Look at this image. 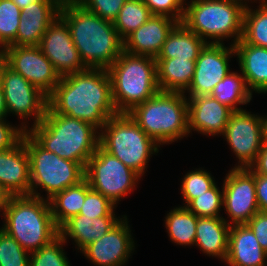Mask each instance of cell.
<instances>
[{"mask_svg": "<svg viewBox=\"0 0 267 266\" xmlns=\"http://www.w3.org/2000/svg\"><path fill=\"white\" fill-rule=\"evenodd\" d=\"M127 114L159 145L189 135L188 98L184 93L159 91Z\"/></svg>", "mask_w": 267, "mask_h": 266, "instance_id": "5b68a950", "label": "cell"}, {"mask_svg": "<svg viewBox=\"0 0 267 266\" xmlns=\"http://www.w3.org/2000/svg\"><path fill=\"white\" fill-rule=\"evenodd\" d=\"M63 0H40L22 9L16 38L8 46H39L46 29L59 16Z\"/></svg>", "mask_w": 267, "mask_h": 266, "instance_id": "ac0fdd59", "label": "cell"}, {"mask_svg": "<svg viewBox=\"0 0 267 266\" xmlns=\"http://www.w3.org/2000/svg\"><path fill=\"white\" fill-rule=\"evenodd\" d=\"M263 143H267V116H261Z\"/></svg>", "mask_w": 267, "mask_h": 266, "instance_id": "7dc6e473", "label": "cell"}, {"mask_svg": "<svg viewBox=\"0 0 267 266\" xmlns=\"http://www.w3.org/2000/svg\"><path fill=\"white\" fill-rule=\"evenodd\" d=\"M84 8L104 20L114 22L127 0H76Z\"/></svg>", "mask_w": 267, "mask_h": 266, "instance_id": "f35d334b", "label": "cell"}, {"mask_svg": "<svg viewBox=\"0 0 267 266\" xmlns=\"http://www.w3.org/2000/svg\"><path fill=\"white\" fill-rule=\"evenodd\" d=\"M100 132L99 145L141 177L160 145L149 137L127 113L110 117Z\"/></svg>", "mask_w": 267, "mask_h": 266, "instance_id": "ba28073f", "label": "cell"}, {"mask_svg": "<svg viewBox=\"0 0 267 266\" xmlns=\"http://www.w3.org/2000/svg\"><path fill=\"white\" fill-rule=\"evenodd\" d=\"M236 57L249 91L267 93V48L246 44L240 39L235 45Z\"/></svg>", "mask_w": 267, "mask_h": 266, "instance_id": "cb8c5ba5", "label": "cell"}, {"mask_svg": "<svg viewBox=\"0 0 267 266\" xmlns=\"http://www.w3.org/2000/svg\"><path fill=\"white\" fill-rule=\"evenodd\" d=\"M10 124L7 120L0 121V151L15 147L22 140L24 133L30 129L24 121L20 127Z\"/></svg>", "mask_w": 267, "mask_h": 266, "instance_id": "60d3db41", "label": "cell"}, {"mask_svg": "<svg viewBox=\"0 0 267 266\" xmlns=\"http://www.w3.org/2000/svg\"><path fill=\"white\" fill-rule=\"evenodd\" d=\"M233 110L210 95L188 97L189 134L222 136Z\"/></svg>", "mask_w": 267, "mask_h": 266, "instance_id": "d6986e66", "label": "cell"}, {"mask_svg": "<svg viewBox=\"0 0 267 266\" xmlns=\"http://www.w3.org/2000/svg\"><path fill=\"white\" fill-rule=\"evenodd\" d=\"M255 186L259 211L267 212V175L255 173Z\"/></svg>", "mask_w": 267, "mask_h": 266, "instance_id": "7bdbcfd3", "label": "cell"}, {"mask_svg": "<svg viewBox=\"0 0 267 266\" xmlns=\"http://www.w3.org/2000/svg\"><path fill=\"white\" fill-rule=\"evenodd\" d=\"M252 95L246 86L242 73L230 72L212 90L210 96L227 105L233 111L244 110L238 105L250 103Z\"/></svg>", "mask_w": 267, "mask_h": 266, "instance_id": "f546056e", "label": "cell"}, {"mask_svg": "<svg viewBox=\"0 0 267 266\" xmlns=\"http://www.w3.org/2000/svg\"><path fill=\"white\" fill-rule=\"evenodd\" d=\"M107 70L113 104L118 113L130 112L160 91L155 57L123 51Z\"/></svg>", "mask_w": 267, "mask_h": 266, "instance_id": "52a82bcc", "label": "cell"}, {"mask_svg": "<svg viewBox=\"0 0 267 266\" xmlns=\"http://www.w3.org/2000/svg\"><path fill=\"white\" fill-rule=\"evenodd\" d=\"M178 23L165 15H152L148 21L124 39V51L156 58L167 36Z\"/></svg>", "mask_w": 267, "mask_h": 266, "instance_id": "44dd1931", "label": "cell"}, {"mask_svg": "<svg viewBox=\"0 0 267 266\" xmlns=\"http://www.w3.org/2000/svg\"><path fill=\"white\" fill-rule=\"evenodd\" d=\"M6 65H7L6 56L3 50H0V87H1L3 69Z\"/></svg>", "mask_w": 267, "mask_h": 266, "instance_id": "c3c4849f", "label": "cell"}, {"mask_svg": "<svg viewBox=\"0 0 267 266\" xmlns=\"http://www.w3.org/2000/svg\"><path fill=\"white\" fill-rule=\"evenodd\" d=\"M25 146L29 156L30 195L43 198L37 190L39 187V190L46 191V200H49L84 179L85 169L78 162L47 151L27 131Z\"/></svg>", "mask_w": 267, "mask_h": 266, "instance_id": "9c48e42d", "label": "cell"}, {"mask_svg": "<svg viewBox=\"0 0 267 266\" xmlns=\"http://www.w3.org/2000/svg\"><path fill=\"white\" fill-rule=\"evenodd\" d=\"M197 217H222L223 191L215 184L211 189L191 200L186 206Z\"/></svg>", "mask_w": 267, "mask_h": 266, "instance_id": "d590c367", "label": "cell"}, {"mask_svg": "<svg viewBox=\"0 0 267 266\" xmlns=\"http://www.w3.org/2000/svg\"><path fill=\"white\" fill-rule=\"evenodd\" d=\"M251 113L245 109L233 111L222 134L239 159L238 165L234 168H249L255 162L264 144L261 115Z\"/></svg>", "mask_w": 267, "mask_h": 266, "instance_id": "4fadbf2b", "label": "cell"}, {"mask_svg": "<svg viewBox=\"0 0 267 266\" xmlns=\"http://www.w3.org/2000/svg\"><path fill=\"white\" fill-rule=\"evenodd\" d=\"M3 52L7 65L47 97L60 82V75L39 46H7Z\"/></svg>", "mask_w": 267, "mask_h": 266, "instance_id": "5bb4252c", "label": "cell"}, {"mask_svg": "<svg viewBox=\"0 0 267 266\" xmlns=\"http://www.w3.org/2000/svg\"><path fill=\"white\" fill-rule=\"evenodd\" d=\"M242 1H251V3H252V2L254 3V2H256L257 0H253V1H252V0H242Z\"/></svg>", "mask_w": 267, "mask_h": 266, "instance_id": "f907efd6", "label": "cell"}, {"mask_svg": "<svg viewBox=\"0 0 267 266\" xmlns=\"http://www.w3.org/2000/svg\"><path fill=\"white\" fill-rule=\"evenodd\" d=\"M223 217H198L196 226V245L208 256L226 261L230 224Z\"/></svg>", "mask_w": 267, "mask_h": 266, "instance_id": "d4e9b609", "label": "cell"}, {"mask_svg": "<svg viewBox=\"0 0 267 266\" xmlns=\"http://www.w3.org/2000/svg\"><path fill=\"white\" fill-rule=\"evenodd\" d=\"M197 220L198 217L184 206L171 209L164 220L170 240L181 246L194 245Z\"/></svg>", "mask_w": 267, "mask_h": 266, "instance_id": "f1b7e54d", "label": "cell"}, {"mask_svg": "<svg viewBox=\"0 0 267 266\" xmlns=\"http://www.w3.org/2000/svg\"><path fill=\"white\" fill-rule=\"evenodd\" d=\"M181 183V194L186 203L184 207L216 184L215 178L209 171H205L204 167L187 172Z\"/></svg>", "mask_w": 267, "mask_h": 266, "instance_id": "e575fe53", "label": "cell"}, {"mask_svg": "<svg viewBox=\"0 0 267 266\" xmlns=\"http://www.w3.org/2000/svg\"><path fill=\"white\" fill-rule=\"evenodd\" d=\"M39 47L60 77L87 69L72 41L68 24L60 16L46 29Z\"/></svg>", "mask_w": 267, "mask_h": 266, "instance_id": "2e32d148", "label": "cell"}, {"mask_svg": "<svg viewBox=\"0 0 267 266\" xmlns=\"http://www.w3.org/2000/svg\"><path fill=\"white\" fill-rule=\"evenodd\" d=\"M144 0H127L113 22L119 36L124 40L152 17Z\"/></svg>", "mask_w": 267, "mask_h": 266, "instance_id": "1f68e13d", "label": "cell"}, {"mask_svg": "<svg viewBox=\"0 0 267 266\" xmlns=\"http://www.w3.org/2000/svg\"><path fill=\"white\" fill-rule=\"evenodd\" d=\"M91 189L84 178L78 184L64 189L49 199L54 223L60 228L71 217L78 215L83 206L86 193Z\"/></svg>", "mask_w": 267, "mask_h": 266, "instance_id": "83f0119b", "label": "cell"}, {"mask_svg": "<svg viewBox=\"0 0 267 266\" xmlns=\"http://www.w3.org/2000/svg\"><path fill=\"white\" fill-rule=\"evenodd\" d=\"M207 43L183 23H178L167 36L156 58L197 60Z\"/></svg>", "mask_w": 267, "mask_h": 266, "instance_id": "4316f807", "label": "cell"}, {"mask_svg": "<svg viewBox=\"0 0 267 266\" xmlns=\"http://www.w3.org/2000/svg\"><path fill=\"white\" fill-rule=\"evenodd\" d=\"M250 168L256 174L267 175V143L263 144L262 150Z\"/></svg>", "mask_w": 267, "mask_h": 266, "instance_id": "ee69618b", "label": "cell"}, {"mask_svg": "<svg viewBox=\"0 0 267 266\" xmlns=\"http://www.w3.org/2000/svg\"><path fill=\"white\" fill-rule=\"evenodd\" d=\"M0 188L10 196L30 195V166L25 133L15 147L0 151Z\"/></svg>", "mask_w": 267, "mask_h": 266, "instance_id": "ffe728a7", "label": "cell"}, {"mask_svg": "<svg viewBox=\"0 0 267 266\" xmlns=\"http://www.w3.org/2000/svg\"><path fill=\"white\" fill-rule=\"evenodd\" d=\"M11 1L14 2L22 10L23 8L30 5L31 3L37 2L40 0H11Z\"/></svg>", "mask_w": 267, "mask_h": 266, "instance_id": "681fc988", "label": "cell"}, {"mask_svg": "<svg viewBox=\"0 0 267 266\" xmlns=\"http://www.w3.org/2000/svg\"><path fill=\"white\" fill-rule=\"evenodd\" d=\"M59 16L68 24L72 41L87 68L107 70L124 51V40L113 22L90 12L76 0H63Z\"/></svg>", "mask_w": 267, "mask_h": 266, "instance_id": "7a4b0ae2", "label": "cell"}, {"mask_svg": "<svg viewBox=\"0 0 267 266\" xmlns=\"http://www.w3.org/2000/svg\"><path fill=\"white\" fill-rule=\"evenodd\" d=\"M153 15H165L182 23L185 0H144Z\"/></svg>", "mask_w": 267, "mask_h": 266, "instance_id": "ab89813d", "label": "cell"}, {"mask_svg": "<svg viewBox=\"0 0 267 266\" xmlns=\"http://www.w3.org/2000/svg\"><path fill=\"white\" fill-rule=\"evenodd\" d=\"M65 243L63 238L58 235L50 243L31 252L29 266H71L63 249Z\"/></svg>", "mask_w": 267, "mask_h": 266, "instance_id": "d6a6232c", "label": "cell"}, {"mask_svg": "<svg viewBox=\"0 0 267 266\" xmlns=\"http://www.w3.org/2000/svg\"><path fill=\"white\" fill-rule=\"evenodd\" d=\"M47 98L52 112L90 123L99 131L118 114L106 69L87 68L63 76Z\"/></svg>", "mask_w": 267, "mask_h": 266, "instance_id": "6da1fadb", "label": "cell"}, {"mask_svg": "<svg viewBox=\"0 0 267 266\" xmlns=\"http://www.w3.org/2000/svg\"><path fill=\"white\" fill-rule=\"evenodd\" d=\"M32 195L11 196L2 229L27 252L37 251L59 235L49 201Z\"/></svg>", "mask_w": 267, "mask_h": 266, "instance_id": "277c9868", "label": "cell"}, {"mask_svg": "<svg viewBox=\"0 0 267 266\" xmlns=\"http://www.w3.org/2000/svg\"><path fill=\"white\" fill-rule=\"evenodd\" d=\"M246 225L252 230L260 246L267 253V212L258 211Z\"/></svg>", "mask_w": 267, "mask_h": 266, "instance_id": "b9f144b4", "label": "cell"}, {"mask_svg": "<svg viewBox=\"0 0 267 266\" xmlns=\"http://www.w3.org/2000/svg\"><path fill=\"white\" fill-rule=\"evenodd\" d=\"M223 208L230 226L246 224L258 211L255 172L249 168H232L222 186Z\"/></svg>", "mask_w": 267, "mask_h": 266, "instance_id": "7c38bea8", "label": "cell"}, {"mask_svg": "<svg viewBox=\"0 0 267 266\" xmlns=\"http://www.w3.org/2000/svg\"><path fill=\"white\" fill-rule=\"evenodd\" d=\"M126 215L100 239L86 246L81 253L96 266H124L135 249Z\"/></svg>", "mask_w": 267, "mask_h": 266, "instance_id": "e0dca14e", "label": "cell"}, {"mask_svg": "<svg viewBox=\"0 0 267 266\" xmlns=\"http://www.w3.org/2000/svg\"><path fill=\"white\" fill-rule=\"evenodd\" d=\"M157 83L162 92L188 90L195 71V60L176 58H155Z\"/></svg>", "mask_w": 267, "mask_h": 266, "instance_id": "484cf974", "label": "cell"}, {"mask_svg": "<svg viewBox=\"0 0 267 266\" xmlns=\"http://www.w3.org/2000/svg\"><path fill=\"white\" fill-rule=\"evenodd\" d=\"M115 208L116 205H114L109 199L101 193L90 189L86 193V197L79 214L90 217L91 219L103 216H116L114 213Z\"/></svg>", "mask_w": 267, "mask_h": 266, "instance_id": "74e56055", "label": "cell"}, {"mask_svg": "<svg viewBox=\"0 0 267 266\" xmlns=\"http://www.w3.org/2000/svg\"><path fill=\"white\" fill-rule=\"evenodd\" d=\"M10 197L11 196L5 190L0 188V212H2V217H5L6 206Z\"/></svg>", "mask_w": 267, "mask_h": 266, "instance_id": "f6af8a7d", "label": "cell"}, {"mask_svg": "<svg viewBox=\"0 0 267 266\" xmlns=\"http://www.w3.org/2000/svg\"><path fill=\"white\" fill-rule=\"evenodd\" d=\"M267 253L246 225H231L226 264L229 266H267Z\"/></svg>", "mask_w": 267, "mask_h": 266, "instance_id": "7402d4cb", "label": "cell"}, {"mask_svg": "<svg viewBox=\"0 0 267 266\" xmlns=\"http://www.w3.org/2000/svg\"><path fill=\"white\" fill-rule=\"evenodd\" d=\"M98 131L90 123L56 114L47 107L42 121L27 132L47 151L78 162L85 169L99 146Z\"/></svg>", "mask_w": 267, "mask_h": 266, "instance_id": "3957f363", "label": "cell"}, {"mask_svg": "<svg viewBox=\"0 0 267 266\" xmlns=\"http://www.w3.org/2000/svg\"><path fill=\"white\" fill-rule=\"evenodd\" d=\"M84 178L91 189L101 193L114 205L124 199L142 178L117 157L112 156L100 145L87 161Z\"/></svg>", "mask_w": 267, "mask_h": 266, "instance_id": "30bf717a", "label": "cell"}, {"mask_svg": "<svg viewBox=\"0 0 267 266\" xmlns=\"http://www.w3.org/2000/svg\"><path fill=\"white\" fill-rule=\"evenodd\" d=\"M247 4L243 14L242 40L246 44L267 48V0H259L255 9Z\"/></svg>", "mask_w": 267, "mask_h": 266, "instance_id": "4dcf8cb0", "label": "cell"}, {"mask_svg": "<svg viewBox=\"0 0 267 266\" xmlns=\"http://www.w3.org/2000/svg\"><path fill=\"white\" fill-rule=\"evenodd\" d=\"M236 55L235 47L225 44L207 43L201 50L195 64V71L188 90V97L210 95L213 88L231 70L230 58Z\"/></svg>", "mask_w": 267, "mask_h": 266, "instance_id": "9a60e30c", "label": "cell"}, {"mask_svg": "<svg viewBox=\"0 0 267 266\" xmlns=\"http://www.w3.org/2000/svg\"><path fill=\"white\" fill-rule=\"evenodd\" d=\"M185 3L182 23L206 43L223 44L225 39L234 38L231 44L234 46L242 39L243 14L249 1L185 0Z\"/></svg>", "mask_w": 267, "mask_h": 266, "instance_id": "8992f818", "label": "cell"}, {"mask_svg": "<svg viewBox=\"0 0 267 266\" xmlns=\"http://www.w3.org/2000/svg\"><path fill=\"white\" fill-rule=\"evenodd\" d=\"M22 10L11 0H0V50L7 47L17 35Z\"/></svg>", "mask_w": 267, "mask_h": 266, "instance_id": "836d02e7", "label": "cell"}, {"mask_svg": "<svg viewBox=\"0 0 267 266\" xmlns=\"http://www.w3.org/2000/svg\"><path fill=\"white\" fill-rule=\"evenodd\" d=\"M7 116L8 114H7V109H6L5 97H4L2 87H0V121L6 120Z\"/></svg>", "mask_w": 267, "mask_h": 266, "instance_id": "bcb514c9", "label": "cell"}, {"mask_svg": "<svg viewBox=\"0 0 267 266\" xmlns=\"http://www.w3.org/2000/svg\"><path fill=\"white\" fill-rule=\"evenodd\" d=\"M122 218L117 216H103L91 219L85 215H75L67 220L60 228L59 235L67 243V239L74 240L80 252L93 241L107 234Z\"/></svg>", "mask_w": 267, "mask_h": 266, "instance_id": "603a6c76", "label": "cell"}, {"mask_svg": "<svg viewBox=\"0 0 267 266\" xmlns=\"http://www.w3.org/2000/svg\"><path fill=\"white\" fill-rule=\"evenodd\" d=\"M1 87L7 114L12 113L24 121L33 116L32 126L42 121L48 107L47 96L8 65L3 69Z\"/></svg>", "mask_w": 267, "mask_h": 266, "instance_id": "8fae6325", "label": "cell"}, {"mask_svg": "<svg viewBox=\"0 0 267 266\" xmlns=\"http://www.w3.org/2000/svg\"><path fill=\"white\" fill-rule=\"evenodd\" d=\"M30 253L0 228V266H29Z\"/></svg>", "mask_w": 267, "mask_h": 266, "instance_id": "8d00e7d4", "label": "cell"}]
</instances>
